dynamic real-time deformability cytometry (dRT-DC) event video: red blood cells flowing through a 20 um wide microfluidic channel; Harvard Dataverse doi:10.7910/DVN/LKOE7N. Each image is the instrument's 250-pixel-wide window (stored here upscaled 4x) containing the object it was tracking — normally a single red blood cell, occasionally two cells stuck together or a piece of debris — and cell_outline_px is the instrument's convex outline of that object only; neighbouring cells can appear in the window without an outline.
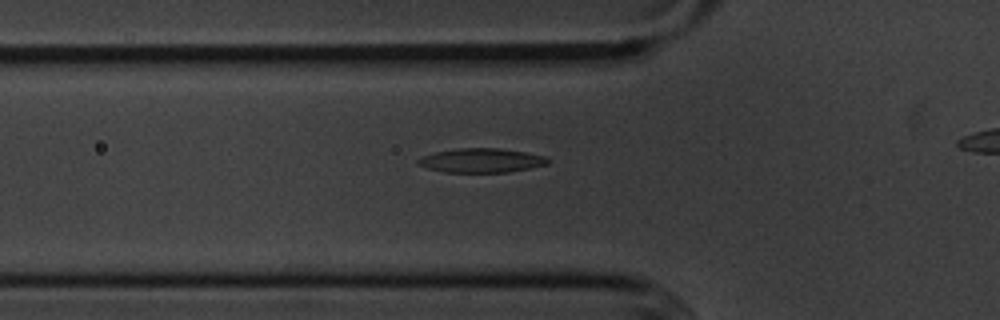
{"species": "common noctule bat (a hibernating species)", "species_latin": "Nyctalus noctula", "temperature_condition": "cold", "stored_images_in_passage": 40, "segment_of_instrument_passage": [1, 2], "camera_frame_rate_fps": 3000, "um_per_image_px": 0.085, "animal": {"sex": "male", "body_mass_g": 20.1, "forearm_length_mm": 53.5}, "frame": {"image": 1, "passage_image": 13, "time_ms": 4.0, "image_size_px": [1000, 320], "cell_outline_px": [[548, 164], [508, 172], [444, 172], [428, 168], [416, 164], [416, 160], [424, 156], [436, 152], [456, 148], [496, 148], [524, 152], [544, 156], [548, 160]], "centroid_in_image_um": [40.87, 13.64], "position_along_channel_um": 84.9, "area_um2": 18.03}}
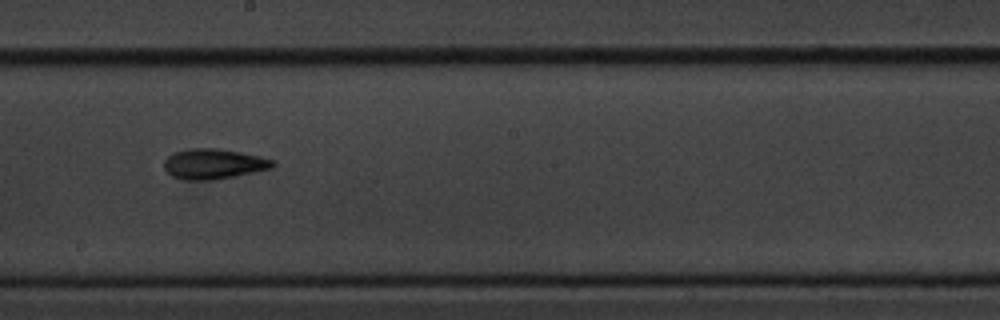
{"frame": {"image": 2, "passage_image": 25, "time_ms": 8.0, "image_size_px": [1000, 320], "cell_outline_px": [[276, 164], [272, 168], [212, 180], [184, 180], [172, 176], [164, 168], [164, 160], [172, 152], [188, 148], [216, 148], [240, 152], [260, 156], [272, 160]], "centroid_in_image_um": [18.11, 13.92], "position_along_channel_um": 230.1, "area_um2": 19.07}}
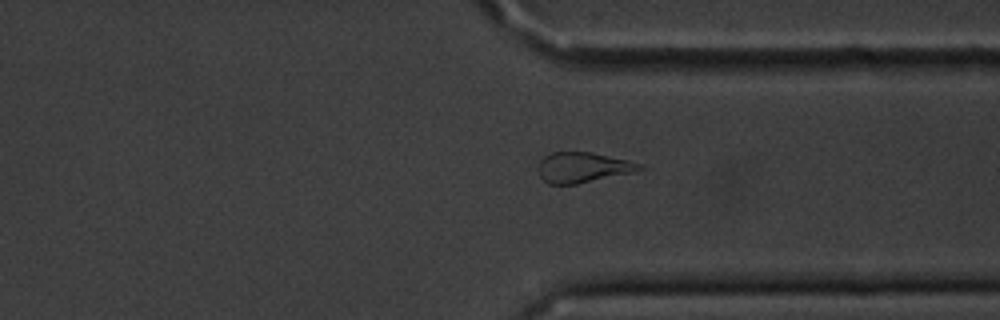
{"frame": {"image": 3, "passage_image": 36, "time_ms": 11.667, "image_size_px": [1000, 320], "cell_outline_px": [[644, 168], [636, 172], [576, 184], [548, 184], [540, 176], [536, 168], [540, 160], [544, 156], [552, 152], [592, 152], [628, 160], [640, 164]], "centroid_in_image_um": [49.52, 14.23], "position_along_channel_um": 361.9, "area_um2": 18.03}}